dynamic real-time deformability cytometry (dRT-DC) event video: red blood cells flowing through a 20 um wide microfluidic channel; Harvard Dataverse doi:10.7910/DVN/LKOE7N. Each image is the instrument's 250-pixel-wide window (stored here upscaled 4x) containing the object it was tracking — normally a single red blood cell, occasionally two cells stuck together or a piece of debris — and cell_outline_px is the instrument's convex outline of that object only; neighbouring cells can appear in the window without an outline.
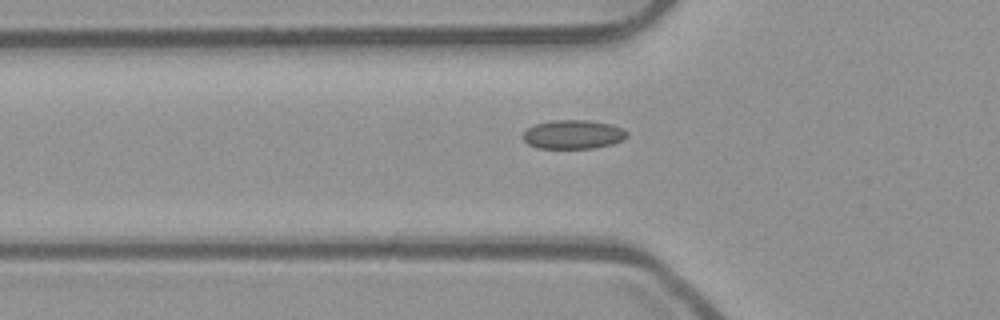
{"species": "common noctule bat (a hibernating species)", "species_latin": "Nyctalus noctula", "temperature_condition": "room temperature", "stored_images_in_passage": 35, "camera_frame_rate_fps": 3000, "um_per_image_px": 0.085, "animal": {"sex": "male", "body_mass_g": 23.1, "forearm_length_mm": 52.7}, "frame": {"image": 1, "passage_image": 6, "time_ms": 1.667, "image_size_px": [1000, 320], "cell_outline_px": [[628, 136], [624, 140], [612, 144], [596, 148], [536, 148], [528, 144], [524, 140], [524, 132], [528, 128], [536, 124], [552, 120], [588, 120], [612, 124], [624, 128], [628, 132]], "centroid_in_image_um": [48.78, 11.43], "position_along_channel_um": 77.0, "area_um2": 17.69}}
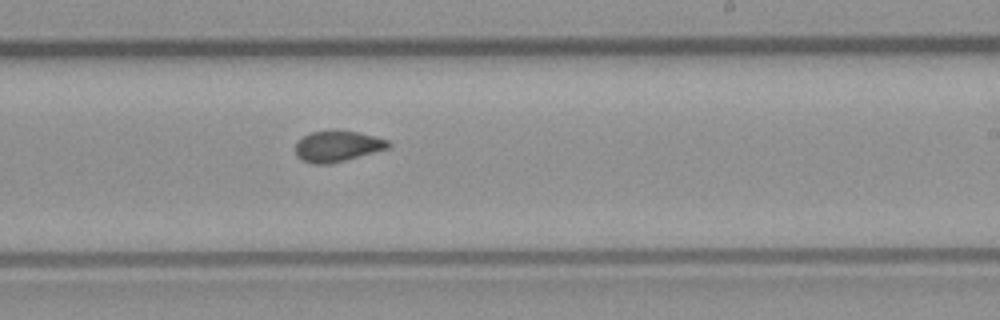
{"frame": {"image": 2, "passage_image": 20, "time_ms": 6.333, "image_size_px": [1000, 320], "cell_outline_px": [[392, 144], [388, 148], [344, 160], [328, 164], [312, 164], [300, 160], [296, 156], [296, 144], [304, 136], [312, 132], [356, 132], [376, 136], [388, 140]], "centroid_in_image_um": [28.68, 12.46], "position_along_channel_um": 260.3, "area_um2": 16.24}}
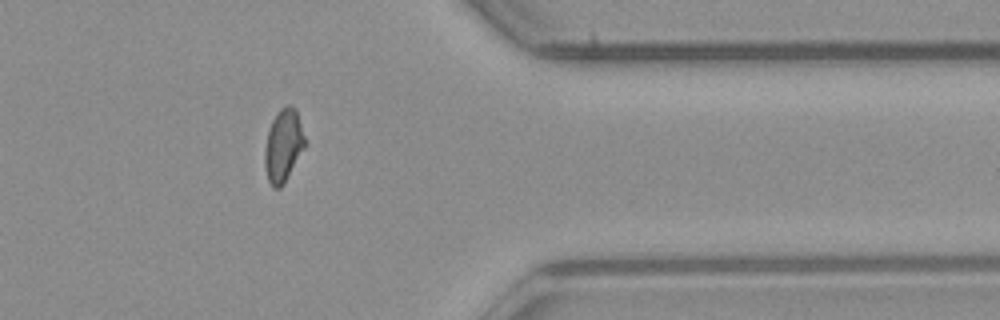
{"frame": {"image": 3, "passage_image": 31, "time_ms": 10.0, "image_size_px": [1000, 320], "cell_outline_px": [[304, 148], [284, 184], [280, 188], [272, 188], [268, 180], [264, 164], [264, 152], [268, 132], [272, 120], [276, 112], [280, 108], [288, 104], [292, 104], [296, 108], [304, 136]], "centroid_in_image_um": [24.07, 12.36], "position_along_channel_um": 387.3, "area_um2": 16.99}}